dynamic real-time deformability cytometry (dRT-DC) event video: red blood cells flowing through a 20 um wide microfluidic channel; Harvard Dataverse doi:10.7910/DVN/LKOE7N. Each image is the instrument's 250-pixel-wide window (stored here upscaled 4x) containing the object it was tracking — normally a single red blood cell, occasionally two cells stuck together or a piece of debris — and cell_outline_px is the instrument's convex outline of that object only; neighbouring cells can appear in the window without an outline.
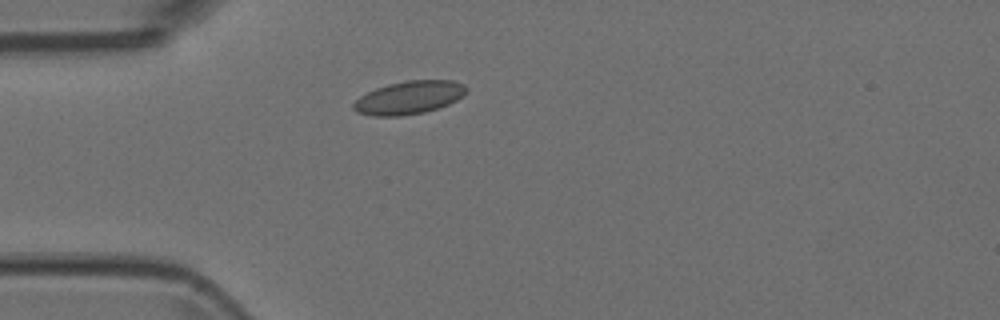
{"species": "Egyptian fruit bat (a non-hibernating species)", "species_latin": "Rousettus aegyptiacus", "temperature_condition": "room temperature", "stored_images_in_passage": 1, "camera_frame_rate_fps": 3000, "um_per_image_px": 0.085, "animal": {"sex": "female"}, "frame": {"image": 1, "passage_image": 1, "time_ms": 0.0, "image_size_px": [1000, 320], "cell_outline_px": [[468, 92], [456, 100], [448, 104], [424, 112], [400, 116], [372, 116], [356, 112], [352, 108], [352, 104], [360, 96], [376, 88], [388, 84], [408, 80], [452, 80], [464, 84], [468, 88]], "centroid_in_image_um": [34.77, 8.29], "position_along_channel_um": 50.2, "area_um2": 21.79}}